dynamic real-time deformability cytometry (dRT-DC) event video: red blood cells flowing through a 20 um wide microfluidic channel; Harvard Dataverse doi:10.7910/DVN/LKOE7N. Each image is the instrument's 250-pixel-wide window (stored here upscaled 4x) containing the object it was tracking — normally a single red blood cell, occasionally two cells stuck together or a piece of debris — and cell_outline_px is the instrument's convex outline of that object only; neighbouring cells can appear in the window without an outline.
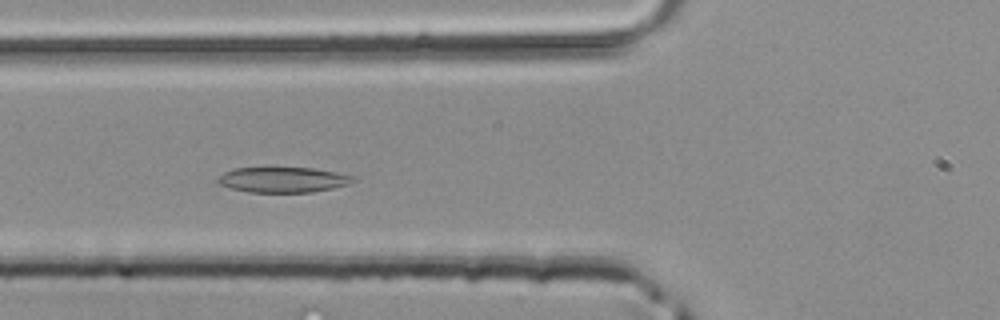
{"species": "common noctule bat (a hibernating species)", "species_latin": "Nyctalus noctula", "temperature_condition": "room temperature", "stored_images_in_passage": 40, "segment_of_instrument_passage": [1, 2], "camera_frame_rate_fps": 3000, "um_per_image_px": 0.085, "animal": {"sex": "male", "body_mass_g": 20.4}, "frame": {"image": 1, "passage_image": 11, "time_ms": 3.333, "image_size_px": [1000, 320], "cell_outline_px": [[356, 180], [348, 184], [332, 188], [312, 192], [248, 192], [232, 188], [220, 184], [216, 180], [216, 176], [224, 172], [236, 168], [264, 164], [316, 168], [336, 172], [352, 176]], "centroid_in_image_um": [23.98, 15.21], "position_along_channel_um": 101.8, "area_um2": 21.04}}
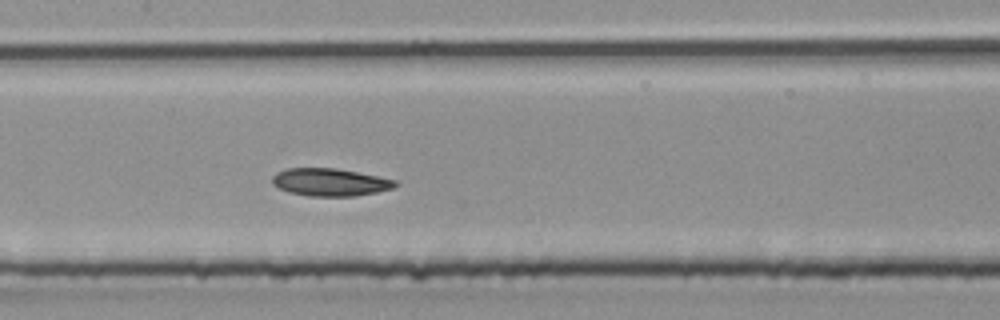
{"frame": {"image": 2, "passage_image": 16, "time_ms": 5.0, "image_size_px": [1000, 320], "cell_outline_px": [[400, 184], [392, 188], [376, 192], [356, 196], [308, 196], [288, 192], [272, 184], [272, 176], [276, 172], [288, 168], [336, 168], [396, 180]], "centroid_in_image_um": [28.04, 15.49], "position_along_channel_um": 179.4, "area_um2": 19.77}}
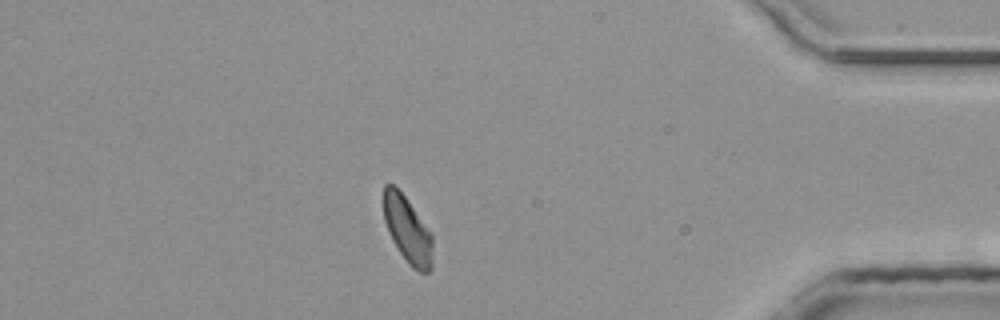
{"frame": {"image": 3, "passage_image": 33, "time_ms": 10.667, "image_size_px": [1000, 320], "cell_outline_px": [[432, 268], [428, 272], [420, 272], [412, 268], [408, 264], [392, 240], [388, 232], [384, 220], [384, 184], [392, 184], [404, 196], [432, 232]], "centroid_in_image_um": [34.66, 19.56], "position_along_channel_um": 400.5, "area_um2": 18.9}}